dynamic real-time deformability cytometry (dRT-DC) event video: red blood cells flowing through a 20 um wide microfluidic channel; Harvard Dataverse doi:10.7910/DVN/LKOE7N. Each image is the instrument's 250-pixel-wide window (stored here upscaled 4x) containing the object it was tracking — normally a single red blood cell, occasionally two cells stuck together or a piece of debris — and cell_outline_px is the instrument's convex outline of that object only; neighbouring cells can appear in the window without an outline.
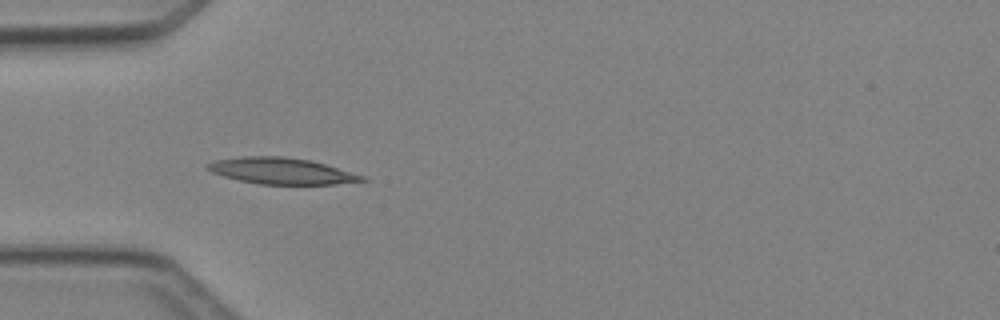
{"species": "Egyptian fruit bat (a non-hibernating species)", "species_latin": "Rousettus aegyptiacus", "temperature_condition": "cold", "stored_images_in_passage": 5, "camera_frame_rate_fps": 3000, "um_per_image_px": 0.085, "animal": {"sex": "female"}, "frame": {"image": 1, "passage_image": 4, "time_ms": 3.333, "image_size_px": [1000, 320], "cell_outline_px": [[368, 180], [336, 184], [260, 184], [240, 180], [224, 176], [212, 172], [204, 168], [204, 164], [216, 160], [240, 156], [284, 156], [312, 160], [364, 176]], "centroid_in_image_um": [23.89, 14.52], "position_along_channel_um": 61.1, "area_um2": 23.64}}
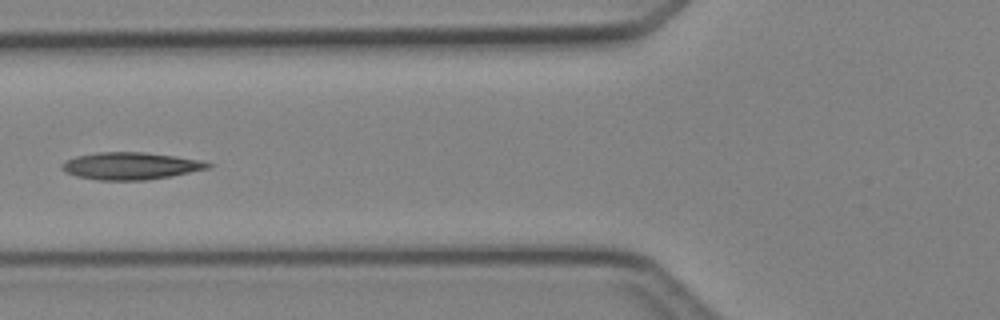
{"frame": {"image": 2, "passage_image": 5, "time_ms": 4.667, "image_size_px": [1000, 320], "cell_outline_px": [[212, 168], [168, 176], [144, 180], [100, 180], [76, 176], [64, 172], [60, 168], [60, 164], [76, 156], [100, 152], [144, 152], [176, 156], [204, 160], [212, 164]], "centroid_in_image_um": [11.11, 14.1], "position_along_channel_um": 114.7, "area_um2": 23.18}}